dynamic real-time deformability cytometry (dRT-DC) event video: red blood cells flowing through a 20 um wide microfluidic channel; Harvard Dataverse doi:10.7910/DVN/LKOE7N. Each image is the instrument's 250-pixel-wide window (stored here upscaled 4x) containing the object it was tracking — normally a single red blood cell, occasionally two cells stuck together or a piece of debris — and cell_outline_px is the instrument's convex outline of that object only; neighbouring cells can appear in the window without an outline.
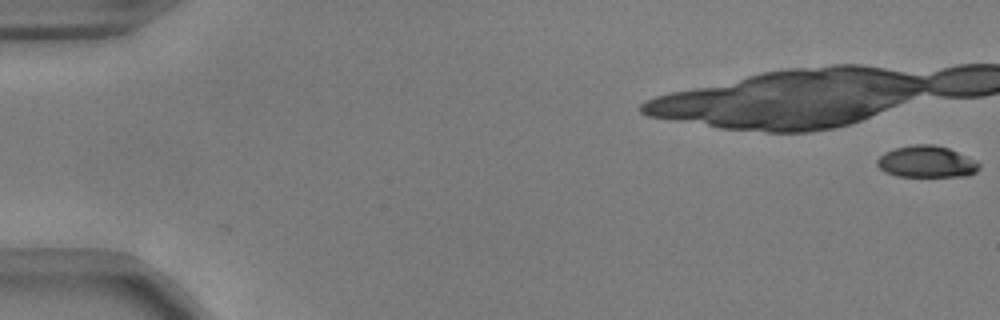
{"species": "common noctule bat (a hibernating species)", "species_latin": "Nyctalus noctula", "temperature_condition": "warm", "stored_images_in_passage": 15, "camera_frame_rate_fps": 3000, "um_per_image_px": 0.085, "animal": {"sex": "male", "body_mass_g": 17.9, "forearm_length_mm": 54.2}, "frame": {"image": 1, "passage_image": 1, "time_ms": 0.0, "image_size_px": [1000, 320], "cell_outline_px": [[980, 168], [976, 172], [968, 176], [896, 176], [884, 172], [876, 164], [876, 160], [884, 152], [896, 148], [916, 144], [932, 144], [948, 148], [976, 160], [980, 164]], "centroid_in_image_um": [78.76, 13.75], "position_along_channel_um": 6.2, "area_um2": 18.84}}